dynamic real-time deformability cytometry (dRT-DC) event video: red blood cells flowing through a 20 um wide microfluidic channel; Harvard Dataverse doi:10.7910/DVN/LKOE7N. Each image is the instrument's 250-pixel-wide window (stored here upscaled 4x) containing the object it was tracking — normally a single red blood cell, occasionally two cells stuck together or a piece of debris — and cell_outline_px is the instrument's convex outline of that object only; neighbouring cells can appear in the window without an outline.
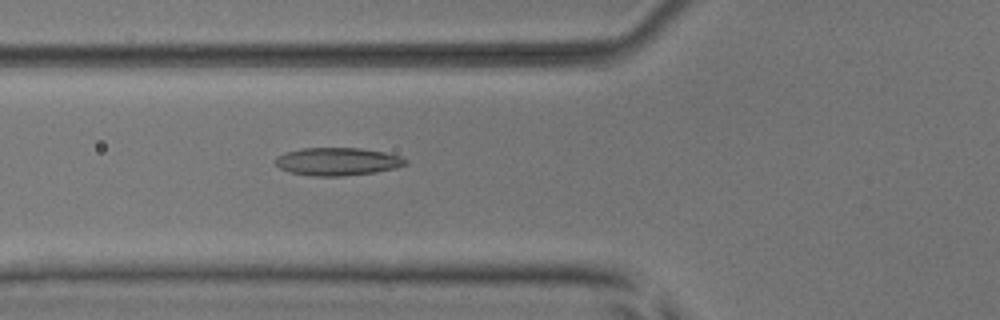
{"species": "common noctule bat (a hibernating species)", "species_latin": "Nyctalus noctula", "temperature_condition": "room temperature", "stored_images_in_passage": 37, "camera_frame_rate_fps": 3000, "um_per_image_px": 0.085, "animal": {"sex": "male", "body_mass_g": 17.9, "forearm_length_mm": 54.2}, "frame": {"image": 1, "passage_image": 4, "time_ms": 1.0, "image_size_px": [1000, 320], "cell_outline_px": [[408, 164], [396, 168], [376, 172], [344, 176], [316, 176], [288, 172], [280, 168], [276, 164], [276, 156], [300, 148], [360, 148], [384, 152], [400, 156], [408, 160]], "centroid_in_image_um": [28.72, 13.73], "position_along_channel_um": 97.1, "area_um2": 21.15}}
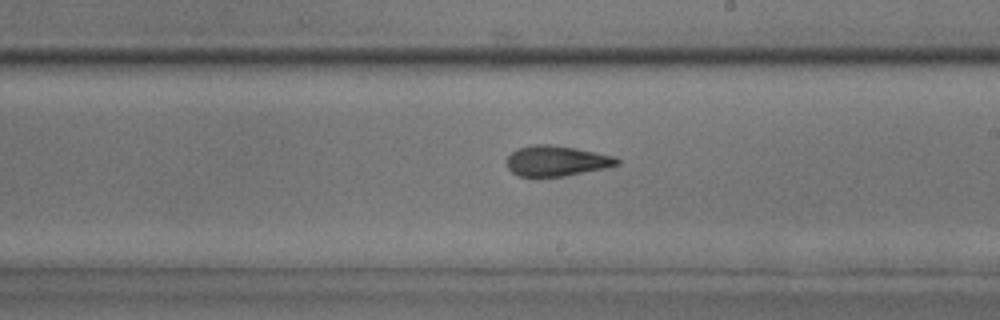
{"frame": {"image": 2, "passage_image": 15, "time_ms": 4.667, "image_size_px": [1000, 320], "cell_outline_px": [[620, 164], [608, 168], [564, 176], [516, 176], [508, 168], [508, 156], [516, 148], [532, 144], [548, 144], [576, 148], [596, 152], [612, 156], [620, 160]], "centroid_in_image_um": [47.31, 13.67], "position_along_channel_um": 241.7, "area_um2": 19.59}}
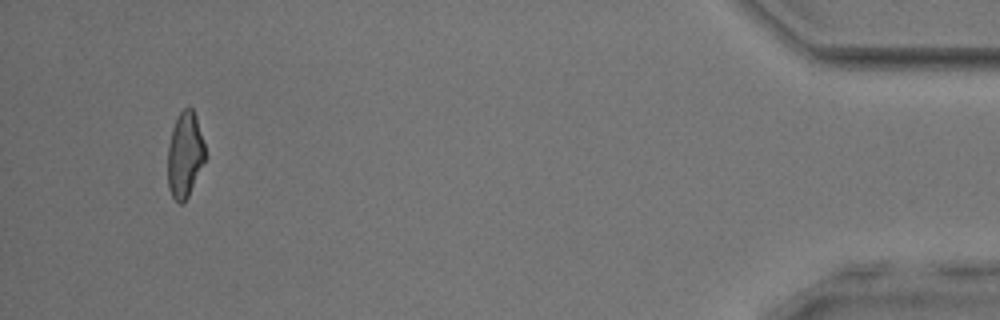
{"frame": {"image": 3, "passage_image": 34, "time_ms": 11.0, "image_size_px": [1000, 320], "cell_outline_px": [[208, 156], [184, 204], [180, 204], [172, 196], [168, 188], [168, 144], [172, 128], [176, 116], [184, 108], [192, 108], [196, 116]], "centroid_in_image_um": [15.73, 13.16], "position_along_channel_um": 419.5, "area_um2": 19.02}, "authors_computed_cell_mechanics": {"area_um2": 19.5942, "velocity_mm_per_s": 3.9527, "shape_relaxation_time_tau1_ms": null, "shape_relaxation_time_tau2_ms": 1.9529, "deformation_change_tau1": null, "deformation_change_tau2": 0.0967}}